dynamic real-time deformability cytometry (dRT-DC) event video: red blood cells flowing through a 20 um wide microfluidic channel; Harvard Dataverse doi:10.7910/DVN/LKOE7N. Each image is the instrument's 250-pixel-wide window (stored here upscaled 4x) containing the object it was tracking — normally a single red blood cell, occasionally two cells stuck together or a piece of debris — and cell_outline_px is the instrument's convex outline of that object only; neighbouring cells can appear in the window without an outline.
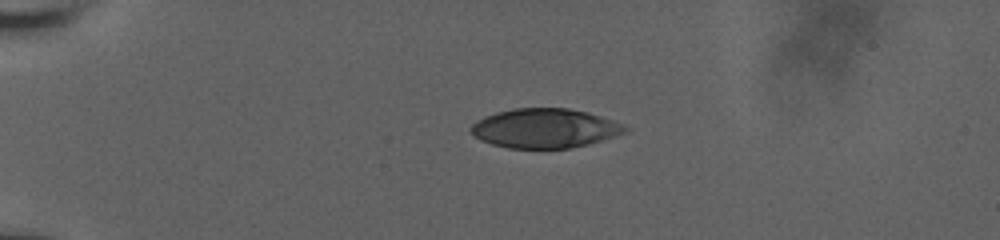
{"species": "human", "species_latin": "Homo sapiens", "temperature_condition": "room temperature", "stored_images_in_passage": 11, "camera_frame_rate_fps": 3000, "um_per_image_px": 0.085, "donor": {"sex": "male"}, "frame": {"image": 1, "passage_image": 1, "time_ms": 0.0, "image_size_px": [1000, 240], "cell_outline_px": [[632, 128], [628, 132], [588, 144], [568, 148], [508, 148], [492, 144], [480, 140], [472, 136], [468, 132], [468, 128], [476, 120], [496, 112], [512, 108], [568, 108], [588, 112], [624, 124]], "centroid_in_image_um": [46.29, 10.9], "position_along_channel_um": 38.7, "area_um2": 35.72}}
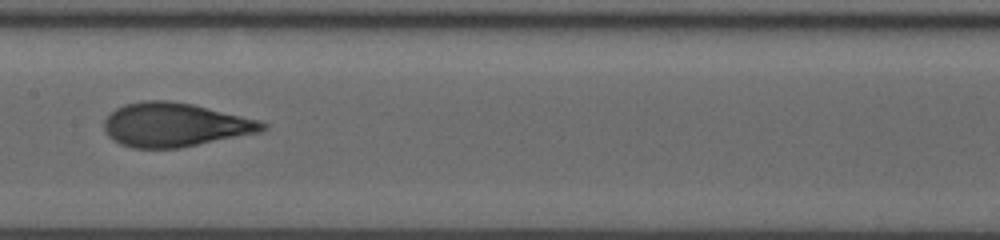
{"frame": {"image": 2, "passage_image": 7, "time_ms": 5.667, "image_size_px": [1000, 240], "cell_outline_px": [[268, 128], [260, 132], [180, 148], [132, 148], [120, 144], [108, 136], [104, 132], [104, 120], [116, 108], [124, 104], [144, 100], [168, 100], [192, 104], [264, 120], [268, 124]], "centroid_in_image_um": [14.9, 10.6], "position_along_channel_um": 192.5, "area_um2": 40.86}}
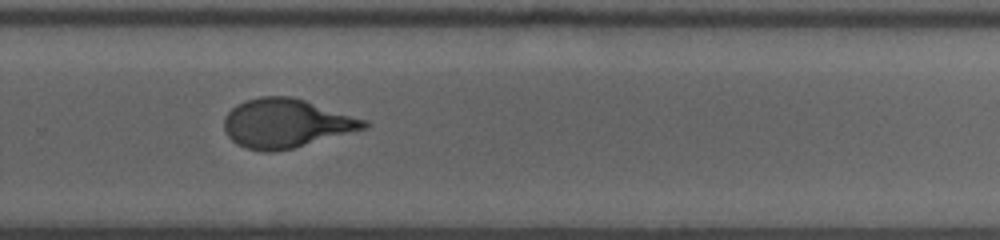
{"frame": {"image": 3, "passage_image": 10, "time_ms": 8.667, "image_size_px": [1000, 240], "cell_outline_px": [[372, 124], [368, 128], [292, 148], [272, 152], [264, 152], [248, 148], [236, 144], [224, 132], [224, 116], [236, 104], [244, 100], [260, 96], [292, 96], [368, 120]], "centroid_in_image_um": [24.32, 10.47], "position_along_channel_um": 305.5, "area_um2": 40.06}}